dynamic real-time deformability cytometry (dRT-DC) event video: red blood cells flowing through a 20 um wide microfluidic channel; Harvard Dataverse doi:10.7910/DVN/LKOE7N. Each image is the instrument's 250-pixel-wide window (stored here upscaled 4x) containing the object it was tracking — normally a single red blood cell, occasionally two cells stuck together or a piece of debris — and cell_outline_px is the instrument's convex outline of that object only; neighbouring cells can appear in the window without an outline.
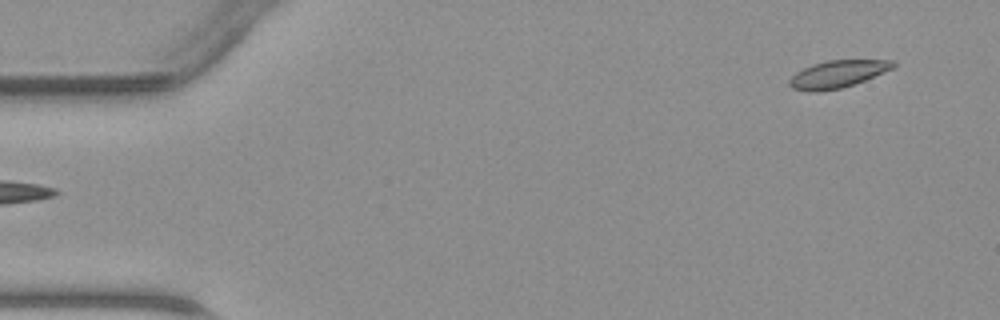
{"species": "common noctule bat (a hibernating species)", "species_latin": "Nyctalus noctula", "temperature_condition": "warm", "stored_images_in_passage": 45, "camera_frame_rate_fps": 3000, "um_per_image_px": 0.085, "animal": {"sex": "male", "body_mass_g": 23.1, "forearm_length_mm": 52.7}, "frame": {"image": 1, "passage_image": 1, "time_ms": 0.0, "image_size_px": [1000, 320], "cell_outline_px": [[896, 64], [892, 68], [864, 80], [840, 88], [816, 92], [808, 92], [792, 88], [788, 84], [788, 80], [796, 72], [812, 64], [828, 60], [896, 60]], "centroid_in_image_um": [71.15, 6.29], "position_along_channel_um": 13.9, "area_um2": 16.36}}
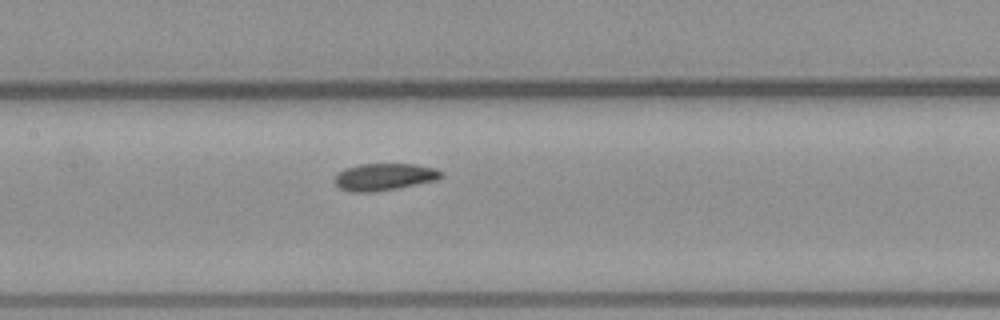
{"frame": {"image": 2, "passage_image": 20, "time_ms": 6.333, "image_size_px": [1000, 320], "cell_outline_px": [[444, 176], [436, 180], [396, 188], [372, 192], [352, 192], [340, 188], [336, 184], [336, 176], [344, 168], [360, 164], [416, 164], [436, 168], [444, 172]], "centroid_in_image_um": [32.71, 15.02], "position_along_channel_um": 174.7, "area_um2": 16.7}}
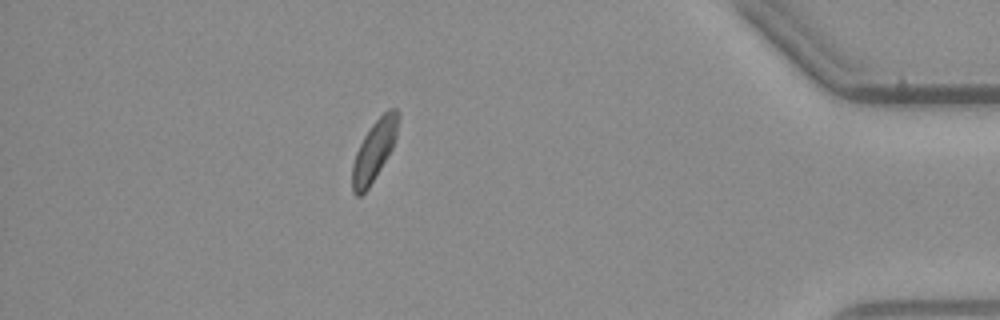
{"frame": {"image": 3, "passage_image": 39, "time_ms": 12.667, "image_size_px": [1000, 320], "cell_outline_px": [[400, 116], [396, 136], [392, 148], [368, 188], [360, 196], [356, 196], [352, 192], [352, 164], [356, 152], [364, 136], [372, 124], [388, 108], [396, 108], [400, 112]], "centroid_in_image_um": [31.81, 12.76], "position_along_channel_um": 403.4, "area_um2": 16.01}}